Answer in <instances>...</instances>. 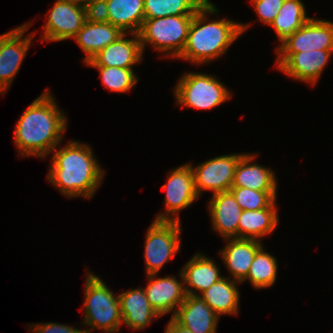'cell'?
<instances>
[{
  "label": "cell",
  "mask_w": 333,
  "mask_h": 333,
  "mask_svg": "<svg viewBox=\"0 0 333 333\" xmlns=\"http://www.w3.org/2000/svg\"><path fill=\"white\" fill-rule=\"evenodd\" d=\"M88 273V274H87ZM86 273L85 284V317L82 324L91 326L84 330L91 333L92 329L102 330L107 333H118L122 323L118 295L106 286L95 274Z\"/></svg>",
  "instance_id": "cell-4"
},
{
  "label": "cell",
  "mask_w": 333,
  "mask_h": 333,
  "mask_svg": "<svg viewBox=\"0 0 333 333\" xmlns=\"http://www.w3.org/2000/svg\"><path fill=\"white\" fill-rule=\"evenodd\" d=\"M122 34L123 32L110 22L92 23L85 21L73 39L85 52L86 56L83 60L86 63Z\"/></svg>",
  "instance_id": "cell-22"
},
{
  "label": "cell",
  "mask_w": 333,
  "mask_h": 333,
  "mask_svg": "<svg viewBox=\"0 0 333 333\" xmlns=\"http://www.w3.org/2000/svg\"><path fill=\"white\" fill-rule=\"evenodd\" d=\"M333 50H314L299 53H277V68L293 79L315 85Z\"/></svg>",
  "instance_id": "cell-12"
},
{
  "label": "cell",
  "mask_w": 333,
  "mask_h": 333,
  "mask_svg": "<svg viewBox=\"0 0 333 333\" xmlns=\"http://www.w3.org/2000/svg\"><path fill=\"white\" fill-rule=\"evenodd\" d=\"M256 156L244 154L240 158L235 169L232 187L257 191H277V180L274 172L269 168L252 163Z\"/></svg>",
  "instance_id": "cell-21"
},
{
  "label": "cell",
  "mask_w": 333,
  "mask_h": 333,
  "mask_svg": "<svg viewBox=\"0 0 333 333\" xmlns=\"http://www.w3.org/2000/svg\"><path fill=\"white\" fill-rule=\"evenodd\" d=\"M284 0H251L260 21L271 25L282 6Z\"/></svg>",
  "instance_id": "cell-31"
},
{
  "label": "cell",
  "mask_w": 333,
  "mask_h": 333,
  "mask_svg": "<svg viewBox=\"0 0 333 333\" xmlns=\"http://www.w3.org/2000/svg\"><path fill=\"white\" fill-rule=\"evenodd\" d=\"M229 191L242 210H260L276 203L277 191H257L242 187H231Z\"/></svg>",
  "instance_id": "cell-30"
},
{
  "label": "cell",
  "mask_w": 333,
  "mask_h": 333,
  "mask_svg": "<svg viewBox=\"0 0 333 333\" xmlns=\"http://www.w3.org/2000/svg\"><path fill=\"white\" fill-rule=\"evenodd\" d=\"M16 28H14L13 30L6 32L5 34L0 35V47L2 42L15 30Z\"/></svg>",
  "instance_id": "cell-36"
},
{
  "label": "cell",
  "mask_w": 333,
  "mask_h": 333,
  "mask_svg": "<svg viewBox=\"0 0 333 333\" xmlns=\"http://www.w3.org/2000/svg\"><path fill=\"white\" fill-rule=\"evenodd\" d=\"M165 333H192L189 329L178 324L172 317L166 325Z\"/></svg>",
  "instance_id": "cell-34"
},
{
  "label": "cell",
  "mask_w": 333,
  "mask_h": 333,
  "mask_svg": "<svg viewBox=\"0 0 333 333\" xmlns=\"http://www.w3.org/2000/svg\"><path fill=\"white\" fill-rule=\"evenodd\" d=\"M122 323L135 330L144 329L152 319L160 318L152 308L142 288L118 294Z\"/></svg>",
  "instance_id": "cell-20"
},
{
  "label": "cell",
  "mask_w": 333,
  "mask_h": 333,
  "mask_svg": "<svg viewBox=\"0 0 333 333\" xmlns=\"http://www.w3.org/2000/svg\"><path fill=\"white\" fill-rule=\"evenodd\" d=\"M186 285V295L199 296L194 291H200L202 294L215 282H218L223 277L220 275L217 264L209 257L204 256L202 253H196L187 264L181 269ZM192 287V288H191Z\"/></svg>",
  "instance_id": "cell-19"
},
{
  "label": "cell",
  "mask_w": 333,
  "mask_h": 333,
  "mask_svg": "<svg viewBox=\"0 0 333 333\" xmlns=\"http://www.w3.org/2000/svg\"><path fill=\"white\" fill-rule=\"evenodd\" d=\"M276 49V53L333 50V22L310 18Z\"/></svg>",
  "instance_id": "cell-11"
},
{
  "label": "cell",
  "mask_w": 333,
  "mask_h": 333,
  "mask_svg": "<svg viewBox=\"0 0 333 333\" xmlns=\"http://www.w3.org/2000/svg\"><path fill=\"white\" fill-rule=\"evenodd\" d=\"M275 204L260 210H242L238 223V238L261 241L264 235L273 232L278 224Z\"/></svg>",
  "instance_id": "cell-24"
},
{
  "label": "cell",
  "mask_w": 333,
  "mask_h": 333,
  "mask_svg": "<svg viewBox=\"0 0 333 333\" xmlns=\"http://www.w3.org/2000/svg\"><path fill=\"white\" fill-rule=\"evenodd\" d=\"M85 21L92 23L108 22V5L106 0H95L84 7Z\"/></svg>",
  "instance_id": "cell-32"
},
{
  "label": "cell",
  "mask_w": 333,
  "mask_h": 333,
  "mask_svg": "<svg viewBox=\"0 0 333 333\" xmlns=\"http://www.w3.org/2000/svg\"><path fill=\"white\" fill-rule=\"evenodd\" d=\"M244 154L218 156L195 168L189 163L193 170L198 196L206 190L213 191V194L229 191L233 184L237 163Z\"/></svg>",
  "instance_id": "cell-9"
},
{
  "label": "cell",
  "mask_w": 333,
  "mask_h": 333,
  "mask_svg": "<svg viewBox=\"0 0 333 333\" xmlns=\"http://www.w3.org/2000/svg\"><path fill=\"white\" fill-rule=\"evenodd\" d=\"M66 117L45 90L16 123L14 143L20 156L44 158L50 154L62 141V133L67 129Z\"/></svg>",
  "instance_id": "cell-1"
},
{
  "label": "cell",
  "mask_w": 333,
  "mask_h": 333,
  "mask_svg": "<svg viewBox=\"0 0 333 333\" xmlns=\"http://www.w3.org/2000/svg\"><path fill=\"white\" fill-rule=\"evenodd\" d=\"M156 275H147L148 285L143 288L148 302L160 317L174 311L173 317L186 298L183 275L180 271V282L172 276L156 278Z\"/></svg>",
  "instance_id": "cell-14"
},
{
  "label": "cell",
  "mask_w": 333,
  "mask_h": 333,
  "mask_svg": "<svg viewBox=\"0 0 333 333\" xmlns=\"http://www.w3.org/2000/svg\"><path fill=\"white\" fill-rule=\"evenodd\" d=\"M176 85L174 96L177 104L189 108L210 110L231 98L227 87L206 73H186Z\"/></svg>",
  "instance_id": "cell-6"
},
{
  "label": "cell",
  "mask_w": 333,
  "mask_h": 333,
  "mask_svg": "<svg viewBox=\"0 0 333 333\" xmlns=\"http://www.w3.org/2000/svg\"><path fill=\"white\" fill-rule=\"evenodd\" d=\"M216 6L209 0L194 14L188 38L181 55L178 57L197 64H205L219 58L232 43L248 29V24L228 19L208 20L209 13H217Z\"/></svg>",
  "instance_id": "cell-3"
},
{
  "label": "cell",
  "mask_w": 333,
  "mask_h": 333,
  "mask_svg": "<svg viewBox=\"0 0 333 333\" xmlns=\"http://www.w3.org/2000/svg\"><path fill=\"white\" fill-rule=\"evenodd\" d=\"M108 22L118 27L123 33L140 31L144 16V0H106Z\"/></svg>",
  "instance_id": "cell-23"
},
{
  "label": "cell",
  "mask_w": 333,
  "mask_h": 333,
  "mask_svg": "<svg viewBox=\"0 0 333 333\" xmlns=\"http://www.w3.org/2000/svg\"><path fill=\"white\" fill-rule=\"evenodd\" d=\"M208 0H144L145 19L194 15Z\"/></svg>",
  "instance_id": "cell-27"
},
{
  "label": "cell",
  "mask_w": 333,
  "mask_h": 333,
  "mask_svg": "<svg viewBox=\"0 0 333 333\" xmlns=\"http://www.w3.org/2000/svg\"><path fill=\"white\" fill-rule=\"evenodd\" d=\"M100 72L102 84L114 92H127L138 82L132 68L92 66Z\"/></svg>",
  "instance_id": "cell-29"
},
{
  "label": "cell",
  "mask_w": 333,
  "mask_h": 333,
  "mask_svg": "<svg viewBox=\"0 0 333 333\" xmlns=\"http://www.w3.org/2000/svg\"><path fill=\"white\" fill-rule=\"evenodd\" d=\"M167 178V183L162 186V189L166 191V210L164 213H159L154 220L180 222L178 212L192 205L199 197L195 190L192 167L188 163L175 168L170 172Z\"/></svg>",
  "instance_id": "cell-8"
},
{
  "label": "cell",
  "mask_w": 333,
  "mask_h": 333,
  "mask_svg": "<svg viewBox=\"0 0 333 333\" xmlns=\"http://www.w3.org/2000/svg\"><path fill=\"white\" fill-rule=\"evenodd\" d=\"M70 1H73L75 4L85 7L86 5L90 4L95 0H70Z\"/></svg>",
  "instance_id": "cell-35"
},
{
  "label": "cell",
  "mask_w": 333,
  "mask_h": 333,
  "mask_svg": "<svg viewBox=\"0 0 333 333\" xmlns=\"http://www.w3.org/2000/svg\"><path fill=\"white\" fill-rule=\"evenodd\" d=\"M309 19L301 0H284L278 15L270 26L275 29L282 44Z\"/></svg>",
  "instance_id": "cell-26"
},
{
  "label": "cell",
  "mask_w": 333,
  "mask_h": 333,
  "mask_svg": "<svg viewBox=\"0 0 333 333\" xmlns=\"http://www.w3.org/2000/svg\"><path fill=\"white\" fill-rule=\"evenodd\" d=\"M277 260L261 247L255 254L244 281L249 280L256 289L268 288L276 281Z\"/></svg>",
  "instance_id": "cell-28"
},
{
  "label": "cell",
  "mask_w": 333,
  "mask_h": 333,
  "mask_svg": "<svg viewBox=\"0 0 333 333\" xmlns=\"http://www.w3.org/2000/svg\"><path fill=\"white\" fill-rule=\"evenodd\" d=\"M228 244L221 250L220 255L230 271L232 279L242 283L248 275L256 252L263 243L255 239L228 238Z\"/></svg>",
  "instance_id": "cell-18"
},
{
  "label": "cell",
  "mask_w": 333,
  "mask_h": 333,
  "mask_svg": "<svg viewBox=\"0 0 333 333\" xmlns=\"http://www.w3.org/2000/svg\"><path fill=\"white\" fill-rule=\"evenodd\" d=\"M53 152L48 181L68 198H91L102 184L105 172L89 145L70 141Z\"/></svg>",
  "instance_id": "cell-2"
},
{
  "label": "cell",
  "mask_w": 333,
  "mask_h": 333,
  "mask_svg": "<svg viewBox=\"0 0 333 333\" xmlns=\"http://www.w3.org/2000/svg\"><path fill=\"white\" fill-rule=\"evenodd\" d=\"M30 327V330L32 333H85L84 330H79L76 329L75 327L72 326H67L64 324H59V323H37L33 326Z\"/></svg>",
  "instance_id": "cell-33"
},
{
  "label": "cell",
  "mask_w": 333,
  "mask_h": 333,
  "mask_svg": "<svg viewBox=\"0 0 333 333\" xmlns=\"http://www.w3.org/2000/svg\"><path fill=\"white\" fill-rule=\"evenodd\" d=\"M194 15L166 16L145 19L138 32L142 50L150 44L155 50L178 58L185 48Z\"/></svg>",
  "instance_id": "cell-5"
},
{
  "label": "cell",
  "mask_w": 333,
  "mask_h": 333,
  "mask_svg": "<svg viewBox=\"0 0 333 333\" xmlns=\"http://www.w3.org/2000/svg\"><path fill=\"white\" fill-rule=\"evenodd\" d=\"M178 221H153L145 240L146 275L158 274L180 249L181 227Z\"/></svg>",
  "instance_id": "cell-7"
},
{
  "label": "cell",
  "mask_w": 333,
  "mask_h": 333,
  "mask_svg": "<svg viewBox=\"0 0 333 333\" xmlns=\"http://www.w3.org/2000/svg\"><path fill=\"white\" fill-rule=\"evenodd\" d=\"M238 281L223 277L218 282L211 285L199 296L218 315L238 314L239 290Z\"/></svg>",
  "instance_id": "cell-25"
},
{
  "label": "cell",
  "mask_w": 333,
  "mask_h": 333,
  "mask_svg": "<svg viewBox=\"0 0 333 333\" xmlns=\"http://www.w3.org/2000/svg\"><path fill=\"white\" fill-rule=\"evenodd\" d=\"M212 226L224 239L238 238L240 205L230 191L213 194L209 202Z\"/></svg>",
  "instance_id": "cell-17"
},
{
  "label": "cell",
  "mask_w": 333,
  "mask_h": 333,
  "mask_svg": "<svg viewBox=\"0 0 333 333\" xmlns=\"http://www.w3.org/2000/svg\"><path fill=\"white\" fill-rule=\"evenodd\" d=\"M172 318L192 333H216L219 316L200 296L186 295Z\"/></svg>",
  "instance_id": "cell-16"
},
{
  "label": "cell",
  "mask_w": 333,
  "mask_h": 333,
  "mask_svg": "<svg viewBox=\"0 0 333 333\" xmlns=\"http://www.w3.org/2000/svg\"><path fill=\"white\" fill-rule=\"evenodd\" d=\"M85 22V9L70 0H57L47 14L41 40L50 42L74 38Z\"/></svg>",
  "instance_id": "cell-10"
},
{
  "label": "cell",
  "mask_w": 333,
  "mask_h": 333,
  "mask_svg": "<svg viewBox=\"0 0 333 333\" xmlns=\"http://www.w3.org/2000/svg\"><path fill=\"white\" fill-rule=\"evenodd\" d=\"M128 33H123L113 43L98 52L85 64L88 66L132 68L142 61V50L139 35H133V39H126Z\"/></svg>",
  "instance_id": "cell-15"
},
{
  "label": "cell",
  "mask_w": 333,
  "mask_h": 333,
  "mask_svg": "<svg viewBox=\"0 0 333 333\" xmlns=\"http://www.w3.org/2000/svg\"><path fill=\"white\" fill-rule=\"evenodd\" d=\"M30 23L16 29L2 42L0 47V93L4 94L10 85L31 45L32 36L24 37Z\"/></svg>",
  "instance_id": "cell-13"
}]
</instances>
